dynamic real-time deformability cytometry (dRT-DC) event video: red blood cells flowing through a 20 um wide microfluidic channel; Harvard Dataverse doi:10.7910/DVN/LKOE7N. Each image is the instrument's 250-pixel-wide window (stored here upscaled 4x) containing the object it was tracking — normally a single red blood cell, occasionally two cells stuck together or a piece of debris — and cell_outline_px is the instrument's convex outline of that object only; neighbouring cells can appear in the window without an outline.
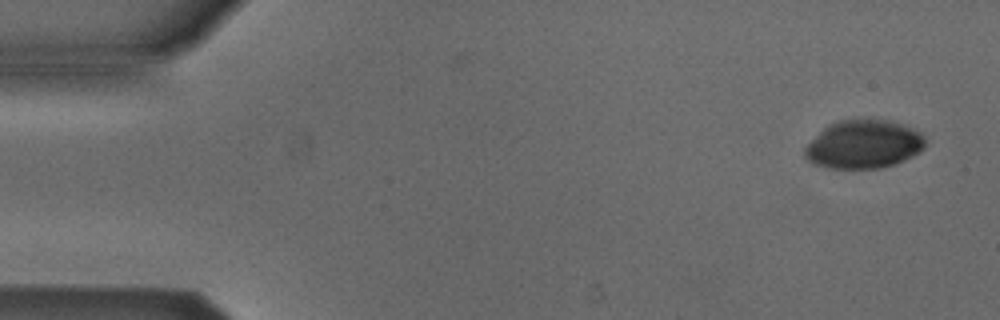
{"species": "Egyptian fruit bat (a non-hibernating species)", "species_latin": "Rousettus aegyptiacus", "temperature_condition": "cold", "stored_images_in_passage": 5, "camera_frame_rate_fps": 3000, "um_per_image_px": 0.085, "animal": {"sex": "male"}, "frame": {"image": 1, "passage_image": 1, "time_ms": 0.0, "image_size_px": [1000, 320], "cell_outline_px": [[924, 148], [920, 152], [896, 164], [880, 168], [828, 168], [812, 164], [804, 156], [804, 148], [828, 124], [840, 120], [884, 120], [900, 124], [912, 128], [920, 132], [924, 136]], "centroid_in_image_um": [73.4, 12.29], "position_along_channel_um": 11.6, "area_um2": 33.76}}
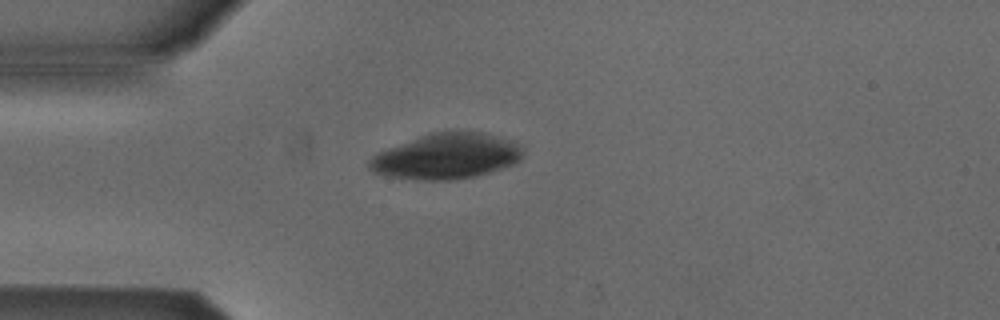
{"frame": {"image": 2, "passage_image": 4, "time_ms": 1.0, "image_size_px": [1000, 320], "cell_outline_px": [[524, 156], [520, 160], [512, 164], [488, 172], [472, 176], [452, 180], [412, 180], [388, 176], [372, 172], [368, 168], [368, 160], [376, 152], [428, 132], [484, 132], [508, 140], [524, 148]], "centroid_in_image_um": [37.88, 13.28], "position_along_channel_um": 47.1, "area_um2": 40.81}}